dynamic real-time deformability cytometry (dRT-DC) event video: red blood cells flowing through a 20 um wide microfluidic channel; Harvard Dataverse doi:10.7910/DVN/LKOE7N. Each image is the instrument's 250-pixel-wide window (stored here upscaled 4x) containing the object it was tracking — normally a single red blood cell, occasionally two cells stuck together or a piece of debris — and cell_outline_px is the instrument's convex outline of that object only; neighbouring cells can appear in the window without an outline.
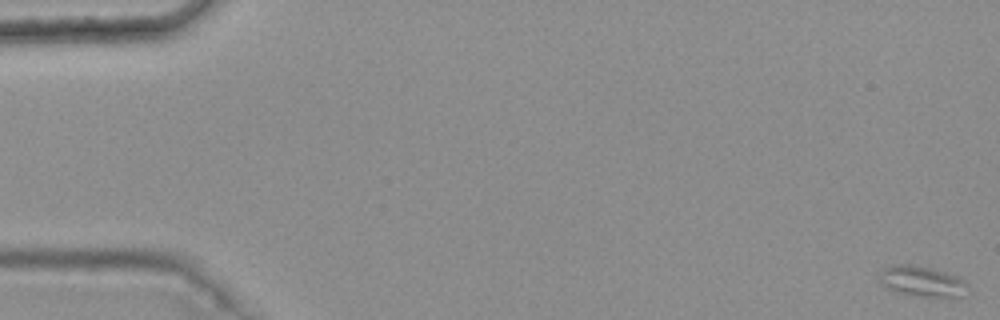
{"species": "common noctule bat (a hibernating species)", "species_latin": "Nyctalus noctula", "temperature_condition": "warm", "stored_images_in_passage": 5, "camera_frame_rate_fps": 3000, "um_per_image_px": 0.085, "animal": {"sex": "female", "body_mass_g": 25.1}, "frame": {"image": 1, "passage_image": 1, "time_ms": 0.0, "image_size_px": [1000, 320], "cell_outline_px": [[968, 284], [960, 296], [928, 296], [904, 292], [880, 284], [880, 272], [888, 264], [912, 264], [932, 268], [956, 276], [964, 280]], "centroid_in_image_um": [78.34, 23.85], "position_along_channel_um": 6.7, "area_um2": 15.03}}
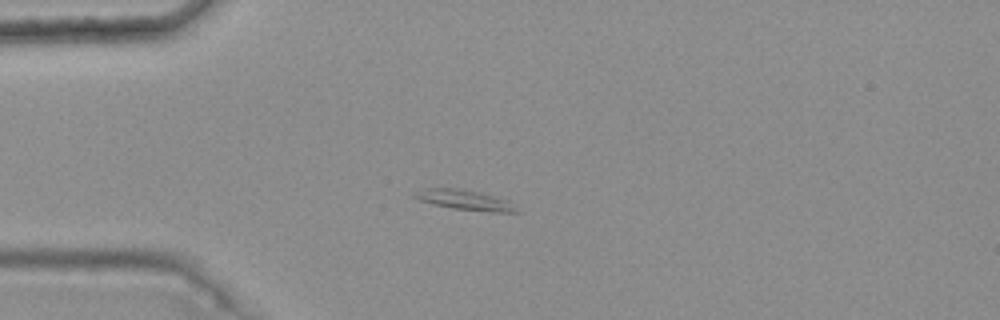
{"frame": {"image": 2, "passage_image": 4, "time_ms": 1.0, "image_size_px": [1000, 320], "cell_outline_px": [[520, 212], [492, 212], [452, 208], [432, 204], [420, 200], [412, 196], [412, 192], [424, 188], [460, 188], [480, 192], [508, 200]], "centroid_in_image_um": [39.46, 16.98], "position_along_channel_um": 45.5, "area_um2": 11.96}}
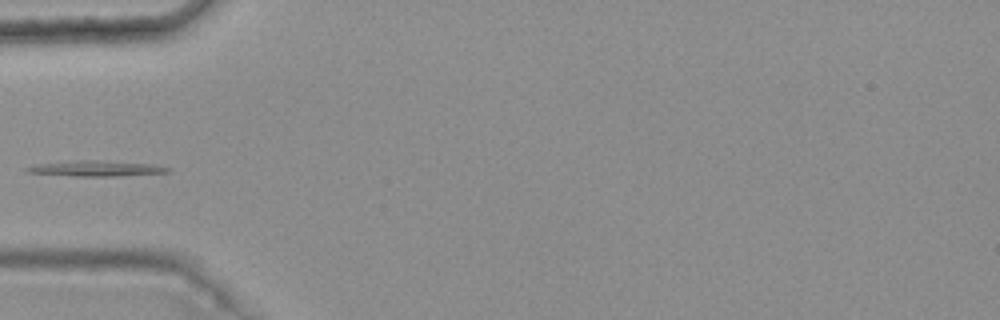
{"frame": {"image": 3, "passage_image": 5, "time_ms": 1.333, "image_size_px": [1000, 320], "cell_outline_px": [[172, 172], [116, 176], [76, 176], [28, 172], [24, 168], [36, 164], [76, 160], [96, 160], [152, 164], [172, 168]], "centroid_in_image_um": [8.22, 14.31], "position_along_channel_um": 76.8, "area_um2": 12.66}}